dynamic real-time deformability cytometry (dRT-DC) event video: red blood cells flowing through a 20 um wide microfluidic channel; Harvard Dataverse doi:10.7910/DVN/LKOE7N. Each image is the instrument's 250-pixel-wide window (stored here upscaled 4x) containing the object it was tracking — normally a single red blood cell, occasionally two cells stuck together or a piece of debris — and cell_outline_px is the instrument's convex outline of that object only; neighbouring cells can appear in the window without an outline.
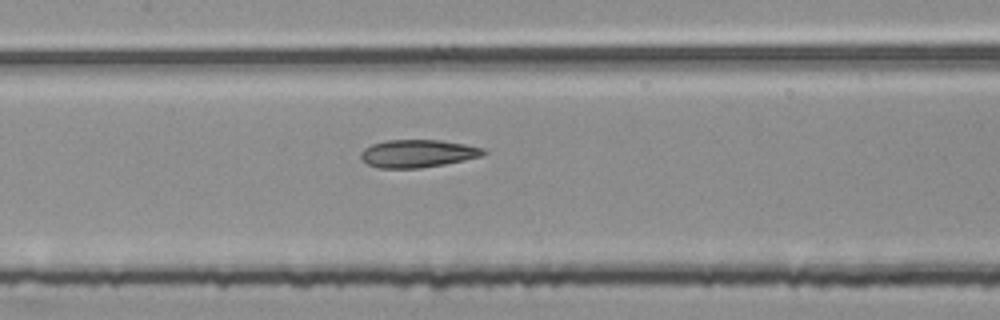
{"species": "common noctule bat (a hibernating species)", "species_latin": "Nyctalus noctula", "temperature_condition": "room temperature", "stored_images_in_passage": 53, "segment_of_instrument_passage": [2, 2], "camera_frame_rate_fps": 3000, "um_per_image_px": 0.085, "animal": {"sex": "female", "body_mass_g": 25.1}, "frame": {"image": 1, "passage_image": 25, "time_ms": 8.0, "image_size_px": [1000, 320], "cell_outline_px": [[488, 152], [484, 156], [444, 164], [420, 168], [380, 168], [368, 164], [360, 156], [360, 152], [364, 148], [372, 144], [384, 140], [440, 140], [464, 144], [484, 148]], "centroid_in_image_um": [35.53, 13.04], "position_along_channel_um": 171.9, "area_um2": 19.88}}
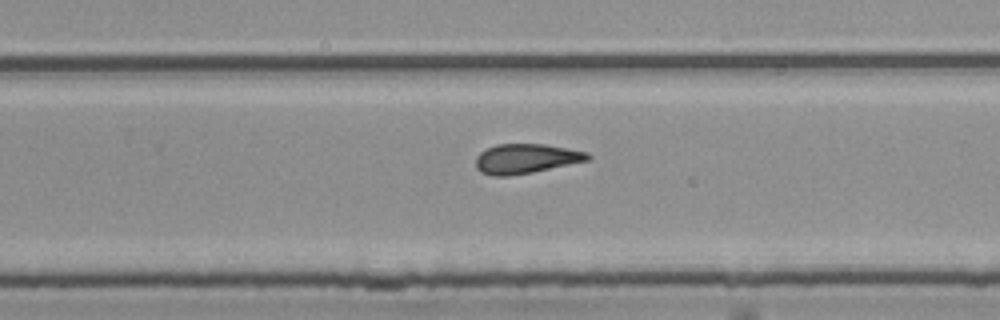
{"frame": {"image": 2, "passage_image": 34, "time_ms": 11.0, "image_size_px": [1000, 320], "cell_outline_px": [[592, 156], [588, 160], [532, 172], [508, 176], [492, 176], [480, 172], [476, 168], [476, 156], [480, 152], [496, 144], [544, 144], [588, 152]], "centroid_in_image_um": [44.67, 13.48], "position_along_channel_um": 285.1, "area_um2": 19.25}}
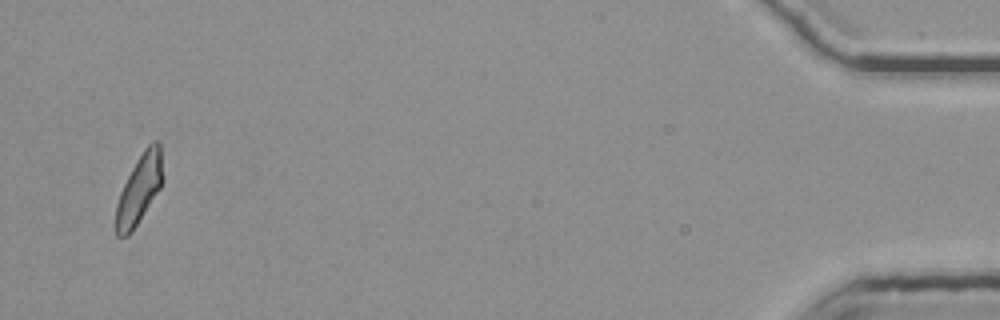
{"frame": {"image": 3, "passage_image": 52, "time_ms": 17.0, "image_size_px": [1000, 320], "cell_outline_px": [[164, 180], [160, 188], [128, 236], [116, 236], [116, 204], [120, 192], [136, 160], [144, 148], [152, 140], [156, 140], [160, 144], [164, 176]], "centroid_in_image_um": [11.86, 16.02], "position_along_channel_um": 423.3, "area_um2": 18.73}}